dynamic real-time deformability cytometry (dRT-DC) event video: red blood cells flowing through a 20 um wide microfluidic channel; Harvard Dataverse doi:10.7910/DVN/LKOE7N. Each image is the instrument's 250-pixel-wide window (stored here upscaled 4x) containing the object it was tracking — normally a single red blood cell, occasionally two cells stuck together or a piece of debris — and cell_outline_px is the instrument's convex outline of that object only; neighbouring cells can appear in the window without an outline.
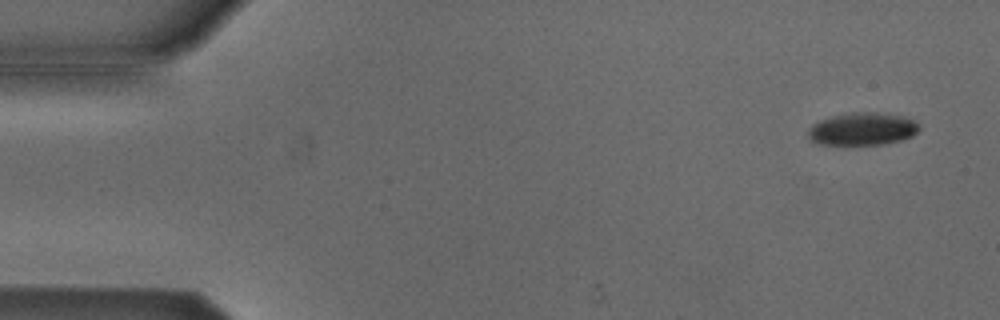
{"species": "Egyptian fruit bat (a non-hibernating species)", "species_latin": "Rousettus aegyptiacus", "temperature_condition": "cold", "stored_images_in_passage": 54, "camera_frame_rate_fps": 3000, "um_per_image_px": 0.085, "animal": {"sex": "male"}, "frame": {"image": 1, "passage_image": 3, "time_ms": 0.667, "image_size_px": [1000, 320], "cell_outline_px": [[920, 128], [912, 136], [900, 140], [884, 144], [816, 144], [808, 136], [808, 128], [812, 124], [820, 120], [832, 116], [852, 112], [876, 112], [900, 116], [912, 120], [920, 124]], "centroid_in_image_um": [73.29, 10.96], "position_along_channel_um": 11.7, "area_um2": 20.98}}
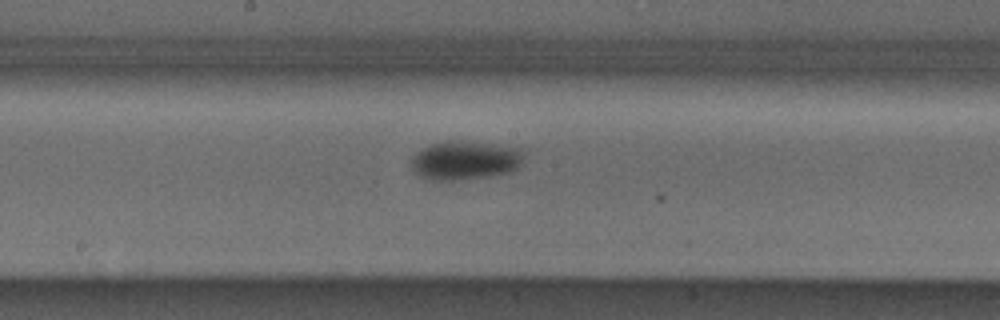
{"frame": {"image": 2, "passage_image": 28, "time_ms": 9.0, "image_size_px": [1000, 320], "cell_outline_px": [[524, 156], [520, 164], [512, 172], [492, 176], [456, 180], [428, 180], [420, 176], [412, 168], [408, 160], [416, 152], [432, 144], [444, 140], [456, 140], [492, 144], [520, 148]], "centroid_in_image_um": [39.5, 13.63], "position_along_channel_um": 208.7, "area_um2": 25.72}}
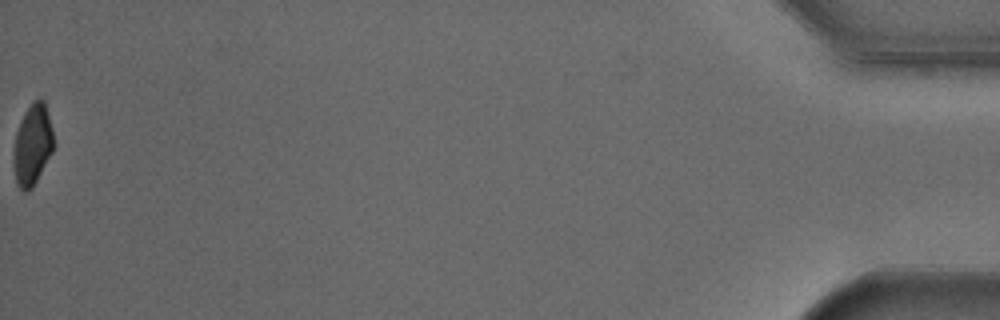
{"frame": {"image": 3, "passage_image": 54, "time_ms": 17.667, "image_size_px": [1000, 320], "cell_outline_px": [[52, 152], [32, 188], [28, 192], [24, 192], [20, 188], [16, 180], [12, 156], [12, 152], [16, 132], [20, 120], [24, 112], [32, 100], [40, 96], [44, 100], [52, 128]], "centroid_in_image_um": [2.73, 12.26], "position_along_channel_um": 432.5, "area_um2": 18.96}, "authors_computed_cell_mechanics": {"area_um2": 22.4553, "velocity_mm_per_s": 3.8155, "shape_relaxation_time_tau1_ms": 2.7999, "shape_relaxation_time_tau2_ms": null, "deformation_change_tau1": 0.0855, "deformation_change_tau2": null}}